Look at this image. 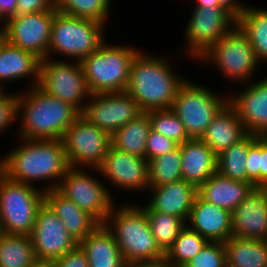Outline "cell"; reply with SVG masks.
Returning a JSON list of instances; mask_svg holds the SVG:
<instances>
[{
	"mask_svg": "<svg viewBox=\"0 0 267 267\" xmlns=\"http://www.w3.org/2000/svg\"><path fill=\"white\" fill-rule=\"evenodd\" d=\"M197 62L215 65L225 78L241 85L254 80V73L260 64L249 39L237 25L201 55Z\"/></svg>",
	"mask_w": 267,
	"mask_h": 267,
	"instance_id": "obj_7",
	"label": "cell"
},
{
	"mask_svg": "<svg viewBox=\"0 0 267 267\" xmlns=\"http://www.w3.org/2000/svg\"><path fill=\"white\" fill-rule=\"evenodd\" d=\"M153 237L166 254L179 236L186 222L175 215L159 211H145Z\"/></svg>",
	"mask_w": 267,
	"mask_h": 267,
	"instance_id": "obj_34",
	"label": "cell"
},
{
	"mask_svg": "<svg viewBox=\"0 0 267 267\" xmlns=\"http://www.w3.org/2000/svg\"><path fill=\"white\" fill-rule=\"evenodd\" d=\"M236 25L249 39L258 61L267 62V9L247 4Z\"/></svg>",
	"mask_w": 267,
	"mask_h": 267,
	"instance_id": "obj_29",
	"label": "cell"
},
{
	"mask_svg": "<svg viewBox=\"0 0 267 267\" xmlns=\"http://www.w3.org/2000/svg\"><path fill=\"white\" fill-rule=\"evenodd\" d=\"M179 146L174 140L167 138L152 129L149 132L146 143V160H152L167 152L175 150Z\"/></svg>",
	"mask_w": 267,
	"mask_h": 267,
	"instance_id": "obj_40",
	"label": "cell"
},
{
	"mask_svg": "<svg viewBox=\"0 0 267 267\" xmlns=\"http://www.w3.org/2000/svg\"><path fill=\"white\" fill-rule=\"evenodd\" d=\"M262 191H263V193L265 194V196H266V201H267V185H264V186H261V187H259Z\"/></svg>",
	"mask_w": 267,
	"mask_h": 267,
	"instance_id": "obj_54",
	"label": "cell"
},
{
	"mask_svg": "<svg viewBox=\"0 0 267 267\" xmlns=\"http://www.w3.org/2000/svg\"><path fill=\"white\" fill-rule=\"evenodd\" d=\"M247 134L236 110L227 103L213 118L200 139L218 156Z\"/></svg>",
	"mask_w": 267,
	"mask_h": 267,
	"instance_id": "obj_25",
	"label": "cell"
},
{
	"mask_svg": "<svg viewBox=\"0 0 267 267\" xmlns=\"http://www.w3.org/2000/svg\"><path fill=\"white\" fill-rule=\"evenodd\" d=\"M45 203L59 217L69 234L78 243L100 225L95 217L67 199L57 189L45 191Z\"/></svg>",
	"mask_w": 267,
	"mask_h": 267,
	"instance_id": "obj_22",
	"label": "cell"
},
{
	"mask_svg": "<svg viewBox=\"0 0 267 267\" xmlns=\"http://www.w3.org/2000/svg\"><path fill=\"white\" fill-rule=\"evenodd\" d=\"M57 10H47L23 16H14L6 21L7 42L36 54L48 57L51 25Z\"/></svg>",
	"mask_w": 267,
	"mask_h": 267,
	"instance_id": "obj_17",
	"label": "cell"
},
{
	"mask_svg": "<svg viewBox=\"0 0 267 267\" xmlns=\"http://www.w3.org/2000/svg\"><path fill=\"white\" fill-rule=\"evenodd\" d=\"M232 235L267 240V201L259 187L232 211Z\"/></svg>",
	"mask_w": 267,
	"mask_h": 267,
	"instance_id": "obj_20",
	"label": "cell"
},
{
	"mask_svg": "<svg viewBox=\"0 0 267 267\" xmlns=\"http://www.w3.org/2000/svg\"><path fill=\"white\" fill-rule=\"evenodd\" d=\"M17 92L19 138L60 140L63 133L80 116L70 103L51 96L37 85Z\"/></svg>",
	"mask_w": 267,
	"mask_h": 267,
	"instance_id": "obj_2",
	"label": "cell"
},
{
	"mask_svg": "<svg viewBox=\"0 0 267 267\" xmlns=\"http://www.w3.org/2000/svg\"><path fill=\"white\" fill-rule=\"evenodd\" d=\"M133 46L115 45L106 41L80 62L91 94L126 90L131 63L139 52Z\"/></svg>",
	"mask_w": 267,
	"mask_h": 267,
	"instance_id": "obj_5",
	"label": "cell"
},
{
	"mask_svg": "<svg viewBox=\"0 0 267 267\" xmlns=\"http://www.w3.org/2000/svg\"><path fill=\"white\" fill-rule=\"evenodd\" d=\"M78 245L87 256L89 267H125L126 262L112 232L104 223Z\"/></svg>",
	"mask_w": 267,
	"mask_h": 267,
	"instance_id": "obj_27",
	"label": "cell"
},
{
	"mask_svg": "<svg viewBox=\"0 0 267 267\" xmlns=\"http://www.w3.org/2000/svg\"><path fill=\"white\" fill-rule=\"evenodd\" d=\"M49 60L48 57L41 59L37 86L81 112L91 95L81 62Z\"/></svg>",
	"mask_w": 267,
	"mask_h": 267,
	"instance_id": "obj_10",
	"label": "cell"
},
{
	"mask_svg": "<svg viewBox=\"0 0 267 267\" xmlns=\"http://www.w3.org/2000/svg\"><path fill=\"white\" fill-rule=\"evenodd\" d=\"M155 56L141 50L137 53L131 63L125 90L143 112L171 109L178 89L186 81L182 74L172 69L169 59Z\"/></svg>",
	"mask_w": 267,
	"mask_h": 267,
	"instance_id": "obj_3",
	"label": "cell"
},
{
	"mask_svg": "<svg viewBox=\"0 0 267 267\" xmlns=\"http://www.w3.org/2000/svg\"><path fill=\"white\" fill-rule=\"evenodd\" d=\"M142 113L133 97L123 91L91 94L80 116L112 136L120 127L133 121Z\"/></svg>",
	"mask_w": 267,
	"mask_h": 267,
	"instance_id": "obj_14",
	"label": "cell"
},
{
	"mask_svg": "<svg viewBox=\"0 0 267 267\" xmlns=\"http://www.w3.org/2000/svg\"><path fill=\"white\" fill-rule=\"evenodd\" d=\"M254 188L249 182L233 180L216 172L198 187V195L232 212Z\"/></svg>",
	"mask_w": 267,
	"mask_h": 267,
	"instance_id": "obj_26",
	"label": "cell"
},
{
	"mask_svg": "<svg viewBox=\"0 0 267 267\" xmlns=\"http://www.w3.org/2000/svg\"><path fill=\"white\" fill-rule=\"evenodd\" d=\"M262 79L244 84L247 87L243 85L242 91L228 97V103L250 134L259 135L267 130V77Z\"/></svg>",
	"mask_w": 267,
	"mask_h": 267,
	"instance_id": "obj_18",
	"label": "cell"
},
{
	"mask_svg": "<svg viewBox=\"0 0 267 267\" xmlns=\"http://www.w3.org/2000/svg\"><path fill=\"white\" fill-rule=\"evenodd\" d=\"M6 92V89L0 90V136L17 120V93Z\"/></svg>",
	"mask_w": 267,
	"mask_h": 267,
	"instance_id": "obj_41",
	"label": "cell"
},
{
	"mask_svg": "<svg viewBox=\"0 0 267 267\" xmlns=\"http://www.w3.org/2000/svg\"><path fill=\"white\" fill-rule=\"evenodd\" d=\"M182 179L197 187L217 172V155L201 140L180 145Z\"/></svg>",
	"mask_w": 267,
	"mask_h": 267,
	"instance_id": "obj_24",
	"label": "cell"
},
{
	"mask_svg": "<svg viewBox=\"0 0 267 267\" xmlns=\"http://www.w3.org/2000/svg\"><path fill=\"white\" fill-rule=\"evenodd\" d=\"M36 261L30 235L3 234L0 240V267H31Z\"/></svg>",
	"mask_w": 267,
	"mask_h": 267,
	"instance_id": "obj_32",
	"label": "cell"
},
{
	"mask_svg": "<svg viewBox=\"0 0 267 267\" xmlns=\"http://www.w3.org/2000/svg\"><path fill=\"white\" fill-rule=\"evenodd\" d=\"M195 5L194 6H199V7H221L218 4V0H195ZM197 4V5H196Z\"/></svg>",
	"mask_w": 267,
	"mask_h": 267,
	"instance_id": "obj_47",
	"label": "cell"
},
{
	"mask_svg": "<svg viewBox=\"0 0 267 267\" xmlns=\"http://www.w3.org/2000/svg\"><path fill=\"white\" fill-rule=\"evenodd\" d=\"M89 170L101 174L111 185L124 192L128 190L141 192L149 188V163L146 158L120 151L112 145L103 163L98 168Z\"/></svg>",
	"mask_w": 267,
	"mask_h": 267,
	"instance_id": "obj_16",
	"label": "cell"
},
{
	"mask_svg": "<svg viewBox=\"0 0 267 267\" xmlns=\"http://www.w3.org/2000/svg\"><path fill=\"white\" fill-rule=\"evenodd\" d=\"M47 10H57L56 0H17L15 16L40 13Z\"/></svg>",
	"mask_w": 267,
	"mask_h": 267,
	"instance_id": "obj_42",
	"label": "cell"
},
{
	"mask_svg": "<svg viewBox=\"0 0 267 267\" xmlns=\"http://www.w3.org/2000/svg\"><path fill=\"white\" fill-rule=\"evenodd\" d=\"M30 238L37 260H55L78 245L63 222L45 202L38 209Z\"/></svg>",
	"mask_w": 267,
	"mask_h": 267,
	"instance_id": "obj_15",
	"label": "cell"
},
{
	"mask_svg": "<svg viewBox=\"0 0 267 267\" xmlns=\"http://www.w3.org/2000/svg\"><path fill=\"white\" fill-rule=\"evenodd\" d=\"M31 267H55L53 261L37 260Z\"/></svg>",
	"mask_w": 267,
	"mask_h": 267,
	"instance_id": "obj_48",
	"label": "cell"
},
{
	"mask_svg": "<svg viewBox=\"0 0 267 267\" xmlns=\"http://www.w3.org/2000/svg\"><path fill=\"white\" fill-rule=\"evenodd\" d=\"M112 0H56V9L65 15L99 21L106 25Z\"/></svg>",
	"mask_w": 267,
	"mask_h": 267,
	"instance_id": "obj_35",
	"label": "cell"
},
{
	"mask_svg": "<svg viewBox=\"0 0 267 267\" xmlns=\"http://www.w3.org/2000/svg\"><path fill=\"white\" fill-rule=\"evenodd\" d=\"M2 27V28H1ZM6 28V20L2 17V15L0 14V31L5 30Z\"/></svg>",
	"mask_w": 267,
	"mask_h": 267,
	"instance_id": "obj_51",
	"label": "cell"
},
{
	"mask_svg": "<svg viewBox=\"0 0 267 267\" xmlns=\"http://www.w3.org/2000/svg\"><path fill=\"white\" fill-rule=\"evenodd\" d=\"M210 91L188 78L180 86L171 110L185 126L191 139H200L218 112L228 103V96Z\"/></svg>",
	"mask_w": 267,
	"mask_h": 267,
	"instance_id": "obj_9",
	"label": "cell"
},
{
	"mask_svg": "<svg viewBox=\"0 0 267 267\" xmlns=\"http://www.w3.org/2000/svg\"><path fill=\"white\" fill-rule=\"evenodd\" d=\"M218 4L230 12L236 19L242 14L247 6L240 0H218Z\"/></svg>",
	"mask_w": 267,
	"mask_h": 267,
	"instance_id": "obj_44",
	"label": "cell"
},
{
	"mask_svg": "<svg viewBox=\"0 0 267 267\" xmlns=\"http://www.w3.org/2000/svg\"><path fill=\"white\" fill-rule=\"evenodd\" d=\"M258 136L264 142V144L267 146V130L262 131Z\"/></svg>",
	"mask_w": 267,
	"mask_h": 267,
	"instance_id": "obj_50",
	"label": "cell"
},
{
	"mask_svg": "<svg viewBox=\"0 0 267 267\" xmlns=\"http://www.w3.org/2000/svg\"><path fill=\"white\" fill-rule=\"evenodd\" d=\"M150 130L149 114L143 112L111 136L112 146L134 156L146 158V143Z\"/></svg>",
	"mask_w": 267,
	"mask_h": 267,
	"instance_id": "obj_28",
	"label": "cell"
},
{
	"mask_svg": "<svg viewBox=\"0 0 267 267\" xmlns=\"http://www.w3.org/2000/svg\"><path fill=\"white\" fill-rule=\"evenodd\" d=\"M98 177L86 168L70 167L62 177L57 190L82 210L89 212L100 223L107 220L115 204L114 195Z\"/></svg>",
	"mask_w": 267,
	"mask_h": 267,
	"instance_id": "obj_12",
	"label": "cell"
},
{
	"mask_svg": "<svg viewBox=\"0 0 267 267\" xmlns=\"http://www.w3.org/2000/svg\"><path fill=\"white\" fill-rule=\"evenodd\" d=\"M222 267H237L235 264H232L228 260H225L224 263L222 264Z\"/></svg>",
	"mask_w": 267,
	"mask_h": 267,
	"instance_id": "obj_52",
	"label": "cell"
},
{
	"mask_svg": "<svg viewBox=\"0 0 267 267\" xmlns=\"http://www.w3.org/2000/svg\"><path fill=\"white\" fill-rule=\"evenodd\" d=\"M245 163L248 182L255 188L267 185V146L260 138L249 147Z\"/></svg>",
	"mask_w": 267,
	"mask_h": 267,
	"instance_id": "obj_38",
	"label": "cell"
},
{
	"mask_svg": "<svg viewBox=\"0 0 267 267\" xmlns=\"http://www.w3.org/2000/svg\"><path fill=\"white\" fill-rule=\"evenodd\" d=\"M105 27L106 25L99 21L73 17L57 11L51 25L48 58H53L56 54L64 56L65 60L69 58L70 61L80 62L106 41Z\"/></svg>",
	"mask_w": 267,
	"mask_h": 267,
	"instance_id": "obj_6",
	"label": "cell"
},
{
	"mask_svg": "<svg viewBox=\"0 0 267 267\" xmlns=\"http://www.w3.org/2000/svg\"><path fill=\"white\" fill-rule=\"evenodd\" d=\"M4 233H5V231H4V228H3V225H2V220L0 218V240H1V238H2Z\"/></svg>",
	"mask_w": 267,
	"mask_h": 267,
	"instance_id": "obj_53",
	"label": "cell"
},
{
	"mask_svg": "<svg viewBox=\"0 0 267 267\" xmlns=\"http://www.w3.org/2000/svg\"><path fill=\"white\" fill-rule=\"evenodd\" d=\"M186 25L184 54L198 59L235 25L236 18L223 7L195 6Z\"/></svg>",
	"mask_w": 267,
	"mask_h": 267,
	"instance_id": "obj_13",
	"label": "cell"
},
{
	"mask_svg": "<svg viewBox=\"0 0 267 267\" xmlns=\"http://www.w3.org/2000/svg\"><path fill=\"white\" fill-rule=\"evenodd\" d=\"M125 267H169L165 261L159 262H142V263H126Z\"/></svg>",
	"mask_w": 267,
	"mask_h": 267,
	"instance_id": "obj_46",
	"label": "cell"
},
{
	"mask_svg": "<svg viewBox=\"0 0 267 267\" xmlns=\"http://www.w3.org/2000/svg\"><path fill=\"white\" fill-rule=\"evenodd\" d=\"M186 225L209 242H225L232 237V212L196 197Z\"/></svg>",
	"mask_w": 267,
	"mask_h": 267,
	"instance_id": "obj_21",
	"label": "cell"
},
{
	"mask_svg": "<svg viewBox=\"0 0 267 267\" xmlns=\"http://www.w3.org/2000/svg\"><path fill=\"white\" fill-rule=\"evenodd\" d=\"M41 58L33 52L23 50L6 42L0 51V90H5L4 82L20 79L30 83L28 87L38 84ZM33 79V80H32Z\"/></svg>",
	"mask_w": 267,
	"mask_h": 267,
	"instance_id": "obj_23",
	"label": "cell"
},
{
	"mask_svg": "<svg viewBox=\"0 0 267 267\" xmlns=\"http://www.w3.org/2000/svg\"><path fill=\"white\" fill-rule=\"evenodd\" d=\"M70 167L98 168L107 155L111 135L79 116L61 137Z\"/></svg>",
	"mask_w": 267,
	"mask_h": 267,
	"instance_id": "obj_11",
	"label": "cell"
},
{
	"mask_svg": "<svg viewBox=\"0 0 267 267\" xmlns=\"http://www.w3.org/2000/svg\"><path fill=\"white\" fill-rule=\"evenodd\" d=\"M18 139L21 144L1 156L0 173L11 181L33 186L36 181H45L43 191L57 189L70 168L61 140Z\"/></svg>",
	"mask_w": 267,
	"mask_h": 267,
	"instance_id": "obj_1",
	"label": "cell"
},
{
	"mask_svg": "<svg viewBox=\"0 0 267 267\" xmlns=\"http://www.w3.org/2000/svg\"><path fill=\"white\" fill-rule=\"evenodd\" d=\"M224 246L226 260L237 267H267V240L232 236Z\"/></svg>",
	"mask_w": 267,
	"mask_h": 267,
	"instance_id": "obj_30",
	"label": "cell"
},
{
	"mask_svg": "<svg viewBox=\"0 0 267 267\" xmlns=\"http://www.w3.org/2000/svg\"><path fill=\"white\" fill-rule=\"evenodd\" d=\"M52 261L55 267H89L87 256L79 245Z\"/></svg>",
	"mask_w": 267,
	"mask_h": 267,
	"instance_id": "obj_43",
	"label": "cell"
},
{
	"mask_svg": "<svg viewBox=\"0 0 267 267\" xmlns=\"http://www.w3.org/2000/svg\"><path fill=\"white\" fill-rule=\"evenodd\" d=\"M226 260L223 242H207L183 267H222Z\"/></svg>",
	"mask_w": 267,
	"mask_h": 267,
	"instance_id": "obj_39",
	"label": "cell"
},
{
	"mask_svg": "<svg viewBox=\"0 0 267 267\" xmlns=\"http://www.w3.org/2000/svg\"><path fill=\"white\" fill-rule=\"evenodd\" d=\"M207 242L203 236L186 225L165 254L164 261L169 267H183Z\"/></svg>",
	"mask_w": 267,
	"mask_h": 267,
	"instance_id": "obj_33",
	"label": "cell"
},
{
	"mask_svg": "<svg viewBox=\"0 0 267 267\" xmlns=\"http://www.w3.org/2000/svg\"><path fill=\"white\" fill-rule=\"evenodd\" d=\"M148 163L149 186H160L182 179L180 145Z\"/></svg>",
	"mask_w": 267,
	"mask_h": 267,
	"instance_id": "obj_36",
	"label": "cell"
},
{
	"mask_svg": "<svg viewBox=\"0 0 267 267\" xmlns=\"http://www.w3.org/2000/svg\"><path fill=\"white\" fill-rule=\"evenodd\" d=\"M6 42H7V36L5 30L0 31V51Z\"/></svg>",
	"mask_w": 267,
	"mask_h": 267,
	"instance_id": "obj_49",
	"label": "cell"
},
{
	"mask_svg": "<svg viewBox=\"0 0 267 267\" xmlns=\"http://www.w3.org/2000/svg\"><path fill=\"white\" fill-rule=\"evenodd\" d=\"M150 199L141 206L145 211H159L187 221L198 196V187L180 179L160 186H149Z\"/></svg>",
	"mask_w": 267,
	"mask_h": 267,
	"instance_id": "obj_19",
	"label": "cell"
},
{
	"mask_svg": "<svg viewBox=\"0 0 267 267\" xmlns=\"http://www.w3.org/2000/svg\"><path fill=\"white\" fill-rule=\"evenodd\" d=\"M259 138L257 134L248 133L217 156V172L227 178L248 182L246 159L249 147Z\"/></svg>",
	"mask_w": 267,
	"mask_h": 267,
	"instance_id": "obj_31",
	"label": "cell"
},
{
	"mask_svg": "<svg viewBox=\"0 0 267 267\" xmlns=\"http://www.w3.org/2000/svg\"><path fill=\"white\" fill-rule=\"evenodd\" d=\"M44 202L41 188L11 181L0 173V218L5 233L30 235Z\"/></svg>",
	"mask_w": 267,
	"mask_h": 267,
	"instance_id": "obj_8",
	"label": "cell"
},
{
	"mask_svg": "<svg viewBox=\"0 0 267 267\" xmlns=\"http://www.w3.org/2000/svg\"><path fill=\"white\" fill-rule=\"evenodd\" d=\"M104 224L112 232L126 263L164 261L165 253L153 237L141 205L114 206Z\"/></svg>",
	"mask_w": 267,
	"mask_h": 267,
	"instance_id": "obj_4",
	"label": "cell"
},
{
	"mask_svg": "<svg viewBox=\"0 0 267 267\" xmlns=\"http://www.w3.org/2000/svg\"><path fill=\"white\" fill-rule=\"evenodd\" d=\"M147 113L153 131L174 140L179 145L191 139L184 124L171 109L150 110Z\"/></svg>",
	"mask_w": 267,
	"mask_h": 267,
	"instance_id": "obj_37",
	"label": "cell"
},
{
	"mask_svg": "<svg viewBox=\"0 0 267 267\" xmlns=\"http://www.w3.org/2000/svg\"><path fill=\"white\" fill-rule=\"evenodd\" d=\"M17 0H0V14L7 21L15 16Z\"/></svg>",
	"mask_w": 267,
	"mask_h": 267,
	"instance_id": "obj_45",
	"label": "cell"
}]
</instances>
